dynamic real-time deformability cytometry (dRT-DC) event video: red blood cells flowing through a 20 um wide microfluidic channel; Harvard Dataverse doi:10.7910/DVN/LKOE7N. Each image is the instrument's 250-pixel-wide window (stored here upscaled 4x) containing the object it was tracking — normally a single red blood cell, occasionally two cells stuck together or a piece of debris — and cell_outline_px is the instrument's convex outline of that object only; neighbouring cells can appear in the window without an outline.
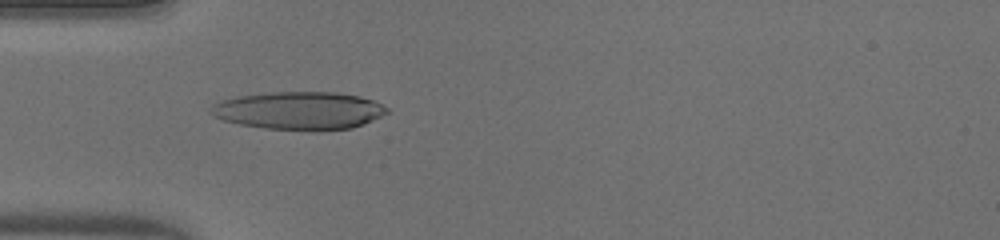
{"species": "human", "species_latin": "Homo sapiens", "temperature_condition": "warm", "stored_images_in_passage": 50, "camera_frame_rate_fps": 3000, "um_per_image_px": 0.085, "donor": {"sex": "male"}, "frame": {"image": 1, "passage_image": 16, "time_ms": 5.0, "image_size_px": [1000, 240], "cell_outline_px": [[388, 112], [364, 124], [352, 128], [320, 132], [316, 132], [264, 128], [240, 124], [224, 120], [212, 116], [208, 112], [208, 108], [212, 104], [236, 96], [272, 92], [336, 92], [360, 96], [372, 100], [388, 108]], "centroid_in_image_um": [25.4, 9.42], "position_along_channel_um": 59.6, "area_um2": 39.36}}
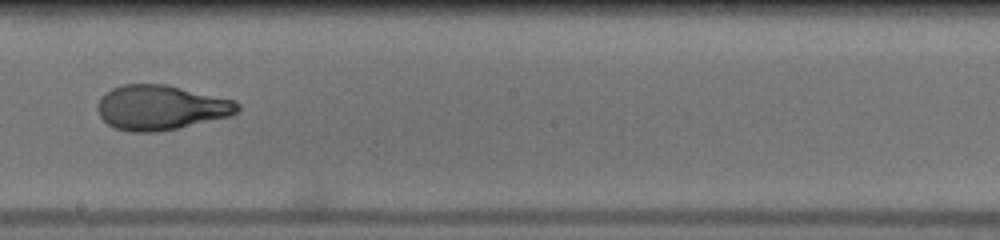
{"frame": {"image": 2, "passage_image": 29, "time_ms": 9.333, "image_size_px": [1000, 240], "cell_outline_px": [[240, 112], [232, 116], [176, 128], [156, 132], [128, 132], [116, 128], [108, 124], [100, 116], [96, 108], [100, 96], [112, 88], [124, 84], [164, 84], [236, 100], [240, 104]], "centroid_in_image_um": [13.69, 9.14], "position_along_channel_um": 234.5, "area_um2": 36.7}}
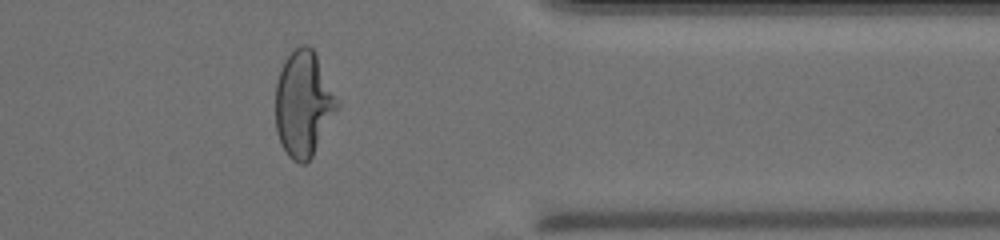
{"frame": {"image": 3, "passage_image": 41, "time_ms": 13.333, "image_size_px": [1000, 240], "cell_outline_px": [[340, 108], [312, 156], [304, 164], [300, 164], [292, 160], [288, 156], [276, 132], [276, 80], [280, 68], [284, 60], [300, 44], [308, 44], [316, 52], [340, 104]], "centroid_in_image_um": [25.81, 8.81], "position_along_channel_um": 385.6, "area_um2": 38.26}, "authors_computed_cell_mechanics": {"area_um2": 37.57, "velocity_mm_per_s": 4.1133, "shape_relaxation_time_tau1_ms": 9.7787, "shape_relaxation_time_tau2_ms": 0.7759, "deformation_change_tau1": 0.3821, "deformation_change_tau2": 0.071}}